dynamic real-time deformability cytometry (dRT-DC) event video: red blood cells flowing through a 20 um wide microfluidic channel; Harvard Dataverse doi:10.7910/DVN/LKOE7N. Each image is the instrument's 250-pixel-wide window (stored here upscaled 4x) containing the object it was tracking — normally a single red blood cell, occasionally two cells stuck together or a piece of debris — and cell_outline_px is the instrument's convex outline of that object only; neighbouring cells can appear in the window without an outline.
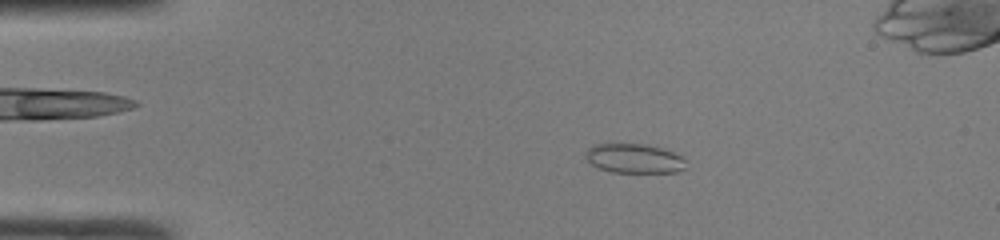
{"species": "common noctule bat (a hibernating species)", "species_latin": "Nyctalus noctula", "temperature_condition": "room temperature", "stored_images_in_passage": 49, "camera_frame_rate_fps": 3000, "um_per_image_px": 0.085, "animal": {"sex": "male", "body_mass_g": 19.0, "forearm_length_mm": 50.8}, "frame": {"image": 1, "passage_image": 9, "time_ms": 2.667, "image_size_px": [1000, 240], "cell_outline_px": [[684, 168], [676, 172], [612, 172], [596, 168], [584, 156], [584, 152], [592, 144], [644, 144], [664, 148], [680, 156], [684, 160]], "centroid_in_image_um": [53.84, 13.46], "position_along_channel_um": 31.2, "area_um2": 17.17}}
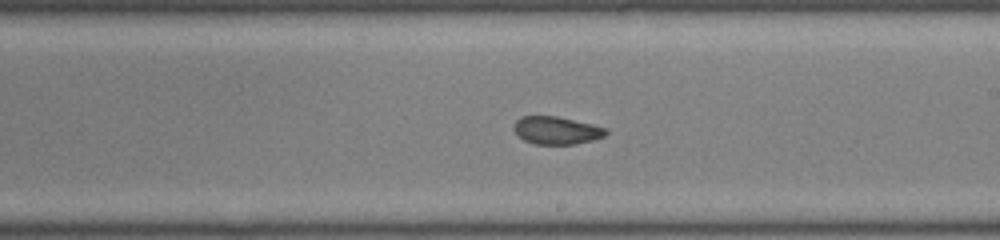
{"frame": {"image": 2, "passage_image": 28, "time_ms": 9.0, "image_size_px": [1000, 240], "cell_outline_px": [[608, 132], [604, 136], [592, 140], [576, 144], [536, 144], [524, 140], [512, 128], [516, 120], [520, 116], [556, 116], [592, 124], [608, 128]], "centroid_in_image_um": [47.31, 11.08], "position_along_channel_um": 241.7, "area_um2": 14.85}}
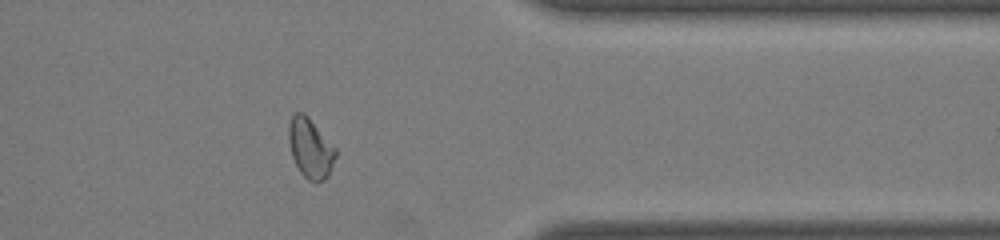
{"frame": {"image": 3, "passage_image": 39, "time_ms": 12.667, "image_size_px": [1000, 240], "cell_outline_px": [[336, 156], [328, 176], [324, 180], [316, 184], [308, 180], [300, 172], [292, 156], [288, 140], [288, 124], [292, 116], [296, 112], [304, 112], [308, 116], [336, 148]], "centroid_in_image_um": [26.38, 12.6], "position_along_channel_um": 385.0, "area_um2": 16.47}, "authors_computed_cell_mechanics": {"area_um2": 16.762, "velocity_mm_per_s": 4.2039, "shape_relaxation_time_tau1_ms": null, "shape_relaxation_time_tau2_ms": 2.1482, "deformation_change_tau1": null, "deformation_change_tau2": 0.0679}}